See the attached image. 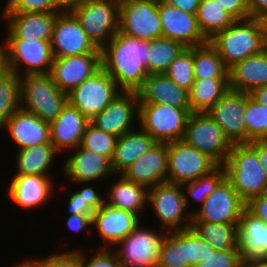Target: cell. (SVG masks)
<instances>
[{
    "instance_id": "cell-1",
    "label": "cell",
    "mask_w": 267,
    "mask_h": 267,
    "mask_svg": "<svg viewBox=\"0 0 267 267\" xmlns=\"http://www.w3.org/2000/svg\"><path fill=\"white\" fill-rule=\"evenodd\" d=\"M149 54L148 41L118 32L101 49V67L122 91H136L149 75L146 69Z\"/></svg>"
},
{
    "instance_id": "cell-2",
    "label": "cell",
    "mask_w": 267,
    "mask_h": 267,
    "mask_svg": "<svg viewBox=\"0 0 267 267\" xmlns=\"http://www.w3.org/2000/svg\"><path fill=\"white\" fill-rule=\"evenodd\" d=\"M21 108L41 120L52 122L68 103V94L62 92L50 74L19 76Z\"/></svg>"
},
{
    "instance_id": "cell-3",
    "label": "cell",
    "mask_w": 267,
    "mask_h": 267,
    "mask_svg": "<svg viewBox=\"0 0 267 267\" xmlns=\"http://www.w3.org/2000/svg\"><path fill=\"white\" fill-rule=\"evenodd\" d=\"M209 43L228 68L265 49L260 26L254 18L235 20L229 27L216 33Z\"/></svg>"
},
{
    "instance_id": "cell-4",
    "label": "cell",
    "mask_w": 267,
    "mask_h": 267,
    "mask_svg": "<svg viewBox=\"0 0 267 267\" xmlns=\"http://www.w3.org/2000/svg\"><path fill=\"white\" fill-rule=\"evenodd\" d=\"M226 178L247 203L251 198L267 191V181L257 153L248 144H233L222 165Z\"/></svg>"
},
{
    "instance_id": "cell-5",
    "label": "cell",
    "mask_w": 267,
    "mask_h": 267,
    "mask_svg": "<svg viewBox=\"0 0 267 267\" xmlns=\"http://www.w3.org/2000/svg\"><path fill=\"white\" fill-rule=\"evenodd\" d=\"M0 43L9 72L18 76L48 74L53 63L51 40L3 39Z\"/></svg>"
},
{
    "instance_id": "cell-6",
    "label": "cell",
    "mask_w": 267,
    "mask_h": 267,
    "mask_svg": "<svg viewBox=\"0 0 267 267\" xmlns=\"http://www.w3.org/2000/svg\"><path fill=\"white\" fill-rule=\"evenodd\" d=\"M147 207H151L157 220L155 224L164 232L190 228L192 214L186 208L179 184L163 182L148 188Z\"/></svg>"
},
{
    "instance_id": "cell-7",
    "label": "cell",
    "mask_w": 267,
    "mask_h": 267,
    "mask_svg": "<svg viewBox=\"0 0 267 267\" xmlns=\"http://www.w3.org/2000/svg\"><path fill=\"white\" fill-rule=\"evenodd\" d=\"M71 13L100 50L119 32V7L109 0H83Z\"/></svg>"
},
{
    "instance_id": "cell-8",
    "label": "cell",
    "mask_w": 267,
    "mask_h": 267,
    "mask_svg": "<svg viewBox=\"0 0 267 267\" xmlns=\"http://www.w3.org/2000/svg\"><path fill=\"white\" fill-rule=\"evenodd\" d=\"M191 112V109L175 108L167 103L139 104V122L136 125L157 142L182 140Z\"/></svg>"
},
{
    "instance_id": "cell-9",
    "label": "cell",
    "mask_w": 267,
    "mask_h": 267,
    "mask_svg": "<svg viewBox=\"0 0 267 267\" xmlns=\"http://www.w3.org/2000/svg\"><path fill=\"white\" fill-rule=\"evenodd\" d=\"M182 140L206 153L218 165L224 164L232 148L221 127L206 112L189 114Z\"/></svg>"
},
{
    "instance_id": "cell-10",
    "label": "cell",
    "mask_w": 267,
    "mask_h": 267,
    "mask_svg": "<svg viewBox=\"0 0 267 267\" xmlns=\"http://www.w3.org/2000/svg\"><path fill=\"white\" fill-rule=\"evenodd\" d=\"M167 182L179 185L209 175L219 165L206 153L183 140L168 142Z\"/></svg>"
},
{
    "instance_id": "cell-11",
    "label": "cell",
    "mask_w": 267,
    "mask_h": 267,
    "mask_svg": "<svg viewBox=\"0 0 267 267\" xmlns=\"http://www.w3.org/2000/svg\"><path fill=\"white\" fill-rule=\"evenodd\" d=\"M113 78L101 67L68 93V102L90 121L121 93Z\"/></svg>"
},
{
    "instance_id": "cell-12",
    "label": "cell",
    "mask_w": 267,
    "mask_h": 267,
    "mask_svg": "<svg viewBox=\"0 0 267 267\" xmlns=\"http://www.w3.org/2000/svg\"><path fill=\"white\" fill-rule=\"evenodd\" d=\"M196 208L192 209L191 222L238 224L246 202L225 177L204 203Z\"/></svg>"
},
{
    "instance_id": "cell-13",
    "label": "cell",
    "mask_w": 267,
    "mask_h": 267,
    "mask_svg": "<svg viewBox=\"0 0 267 267\" xmlns=\"http://www.w3.org/2000/svg\"><path fill=\"white\" fill-rule=\"evenodd\" d=\"M142 224L113 248L123 267H157L159 245L165 232Z\"/></svg>"
},
{
    "instance_id": "cell-14",
    "label": "cell",
    "mask_w": 267,
    "mask_h": 267,
    "mask_svg": "<svg viewBox=\"0 0 267 267\" xmlns=\"http://www.w3.org/2000/svg\"><path fill=\"white\" fill-rule=\"evenodd\" d=\"M119 32L141 41L163 36L158 0L131 2L119 8Z\"/></svg>"
},
{
    "instance_id": "cell-15",
    "label": "cell",
    "mask_w": 267,
    "mask_h": 267,
    "mask_svg": "<svg viewBox=\"0 0 267 267\" xmlns=\"http://www.w3.org/2000/svg\"><path fill=\"white\" fill-rule=\"evenodd\" d=\"M68 153V157L64 156L62 174L65 176L64 179L67 178L78 187L91 186V182L95 184L94 182H99V180L102 182L107 179L108 182V179L115 175L111 160L107 156L84 149L81 145Z\"/></svg>"
},
{
    "instance_id": "cell-16",
    "label": "cell",
    "mask_w": 267,
    "mask_h": 267,
    "mask_svg": "<svg viewBox=\"0 0 267 267\" xmlns=\"http://www.w3.org/2000/svg\"><path fill=\"white\" fill-rule=\"evenodd\" d=\"M136 214L114 208L99 201L92 216V227L100 238L98 248L113 249L122 239L131 234L144 221Z\"/></svg>"
},
{
    "instance_id": "cell-17",
    "label": "cell",
    "mask_w": 267,
    "mask_h": 267,
    "mask_svg": "<svg viewBox=\"0 0 267 267\" xmlns=\"http://www.w3.org/2000/svg\"><path fill=\"white\" fill-rule=\"evenodd\" d=\"M136 121L139 122V101L136 91H121L90 120L100 130L116 137L135 129Z\"/></svg>"
},
{
    "instance_id": "cell-18",
    "label": "cell",
    "mask_w": 267,
    "mask_h": 267,
    "mask_svg": "<svg viewBox=\"0 0 267 267\" xmlns=\"http://www.w3.org/2000/svg\"><path fill=\"white\" fill-rule=\"evenodd\" d=\"M51 48L54 57L101 53L71 12L58 14L53 26Z\"/></svg>"
},
{
    "instance_id": "cell-19",
    "label": "cell",
    "mask_w": 267,
    "mask_h": 267,
    "mask_svg": "<svg viewBox=\"0 0 267 267\" xmlns=\"http://www.w3.org/2000/svg\"><path fill=\"white\" fill-rule=\"evenodd\" d=\"M246 93L229 89L206 113L221 127L231 144H246Z\"/></svg>"
},
{
    "instance_id": "cell-20",
    "label": "cell",
    "mask_w": 267,
    "mask_h": 267,
    "mask_svg": "<svg viewBox=\"0 0 267 267\" xmlns=\"http://www.w3.org/2000/svg\"><path fill=\"white\" fill-rule=\"evenodd\" d=\"M101 68V53L54 57L50 76L64 93H70Z\"/></svg>"
},
{
    "instance_id": "cell-21",
    "label": "cell",
    "mask_w": 267,
    "mask_h": 267,
    "mask_svg": "<svg viewBox=\"0 0 267 267\" xmlns=\"http://www.w3.org/2000/svg\"><path fill=\"white\" fill-rule=\"evenodd\" d=\"M10 180L6 197L16 207L28 211L38 209L46 203L48 205L56 186L54 178L40 175L13 176Z\"/></svg>"
},
{
    "instance_id": "cell-22",
    "label": "cell",
    "mask_w": 267,
    "mask_h": 267,
    "mask_svg": "<svg viewBox=\"0 0 267 267\" xmlns=\"http://www.w3.org/2000/svg\"><path fill=\"white\" fill-rule=\"evenodd\" d=\"M238 249L243 264L267 261V224L245 208L237 224Z\"/></svg>"
},
{
    "instance_id": "cell-23",
    "label": "cell",
    "mask_w": 267,
    "mask_h": 267,
    "mask_svg": "<svg viewBox=\"0 0 267 267\" xmlns=\"http://www.w3.org/2000/svg\"><path fill=\"white\" fill-rule=\"evenodd\" d=\"M60 12L1 13L6 39L51 40L53 26Z\"/></svg>"
},
{
    "instance_id": "cell-24",
    "label": "cell",
    "mask_w": 267,
    "mask_h": 267,
    "mask_svg": "<svg viewBox=\"0 0 267 267\" xmlns=\"http://www.w3.org/2000/svg\"><path fill=\"white\" fill-rule=\"evenodd\" d=\"M163 37L181 42L185 47L200 46L208 42L201 33L196 14L186 13L179 8L158 0Z\"/></svg>"
},
{
    "instance_id": "cell-25",
    "label": "cell",
    "mask_w": 267,
    "mask_h": 267,
    "mask_svg": "<svg viewBox=\"0 0 267 267\" xmlns=\"http://www.w3.org/2000/svg\"><path fill=\"white\" fill-rule=\"evenodd\" d=\"M168 165V143L156 142L121 174L128 180L150 188L167 182Z\"/></svg>"
},
{
    "instance_id": "cell-26",
    "label": "cell",
    "mask_w": 267,
    "mask_h": 267,
    "mask_svg": "<svg viewBox=\"0 0 267 267\" xmlns=\"http://www.w3.org/2000/svg\"><path fill=\"white\" fill-rule=\"evenodd\" d=\"M90 121L69 102L55 120L50 122V140L59 154L81 145L86 126Z\"/></svg>"
},
{
    "instance_id": "cell-27",
    "label": "cell",
    "mask_w": 267,
    "mask_h": 267,
    "mask_svg": "<svg viewBox=\"0 0 267 267\" xmlns=\"http://www.w3.org/2000/svg\"><path fill=\"white\" fill-rule=\"evenodd\" d=\"M6 129V130H5ZM3 131H7L14 142V150L51 143L50 124L22 108L15 111L7 120Z\"/></svg>"
},
{
    "instance_id": "cell-28",
    "label": "cell",
    "mask_w": 267,
    "mask_h": 267,
    "mask_svg": "<svg viewBox=\"0 0 267 267\" xmlns=\"http://www.w3.org/2000/svg\"><path fill=\"white\" fill-rule=\"evenodd\" d=\"M136 92L139 104L167 103L175 108L191 109L189 92L164 73L149 74Z\"/></svg>"
},
{
    "instance_id": "cell-29",
    "label": "cell",
    "mask_w": 267,
    "mask_h": 267,
    "mask_svg": "<svg viewBox=\"0 0 267 267\" xmlns=\"http://www.w3.org/2000/svg\"><path fill=\"white\" fill-rule=\"evenodd\" d=\"M114 178L107 193L103 191L101 200L109 206L136 214L141 219L147 209L148 188L126 179L122 174H115Z\"/></svg>"
},
{
    "instance_id": "cell-30",
    "label": "cell",
    "mask_w": 267,
    "mask_h": 267,
    "mask_svg": "<svg viewBox=\"0 0 267 267\" xmlns=\"http://www.w3.org/2000/svg\"><path fill=\"white\" fill-rule=\"evenodd\" d=\"M267 85V49L236 62L229 68L231 90L250 94Z\"/></svg>"
},
{
    "instance_id": "cell-31",
    "label": "cell",
    "mask_w": 267,
    "mask_h": 267,
    "mask_svg": "<svg viewBox=\"0 0 267 267\" xmlns=\"http://www.w3.org/2000/svg\"><path fill=\"white\" fill-rule=\"evenodd\" d=\"M117 137L115 152L111 159L112 169L115 174H121L131 164L147 153L157 142L149 133L140 126Z\"/></svg>"
},
{
    "instance_id": "cell-32",
    "label": "cell",
    "mask_w": 267,
    "mask_h": 267,
    "mask_svg": "<svg viewBox=\"0 0 267 267\" xmlns=\"http://www.w3.org/2000/svg\"><path fill=\"white\" fill-rule=\"evenodd\" d=\"M59 157L52 143H45L42 145L30 146L25 149L16 151V158L14 163V176L22 175H40L52 177L50 171L52 170L55 159ZM51 168V169H50Z\"/></svg>"
},
{
    "instance_id": "cell-33",
    "label": "cell",
    "mask_w": 267,
    "mask_h": 267,
    "mask_svg": "<svg viewBox=\"0 0 267 267\" xmlns=\"http://www.w3.org/2000/svg\"><path fill=\"white\" fill-rule=\"evenodd\" d=\"M229 89V78L195 79L189 92L191 111L207 112Z\"/></svg>"
},
{
    "instance_id": "cell-34",
    "label": "cell",
    "mask_w": 267,
    "mask_h": 267,
    "mask_svg": "<svg viewBox=\"0 0 267 267\" xmlns=\"http://www.w3.org/2000/svg\"><path fill=\"white\" fill-rule=\"evenodd\" d=\"M157 267H189L188 229L164 233Z\"/></svg>"
},
{
    "instance_id": "cell-35",
    "label": "cell",
    "mask_w": 267,
    "mask_h": 267,
    "mask_svg": "<svg viewBox=\"0 0 267 267\" xmlns=\"http://www.w3.org/2000/svg\"><path fill=\"white\" fill-rule=\"evenodd\" d=\"M194 79L229 78V68L209 41L193 47Z\"/></svg>"
},
{
    "instance_id": "cell-36",
    "label": "cell",
    "mask_w": 267,
    "mask_h": 267,
    "mask_svg": "<svg viewBox=\"0 0 267 267\" xmlns=\"http://www.w3.org/2000/svg\"><path fill=\"white\" fill-rule=\"evenodd\" d=\"M190 228L216 250L238 249L237 224L191 222Z\"/></svg>"
},
{
    "instance_id": "cell-37",
    "label": "cell",
    "mask_w": 267,
    "mask_h": 267,
    "mask_svg": "<svg viewBox=\"0 0 267 267\" xmlns=\"http://www.w3.org/2000/svg\"><path fill=\"white\" fill-rule=\"evenodd\" d=\"M196 18L201 33L208 41L235 21L216 0H201Z\"/></svg>"
},
{
    "instance_id": "cell-38",
    "label": "cell",
    "mask_w": 267,
    "mask_h": 267,
    "mask_svg": "<svg viewBox=\"0 0 267 267\" xmlns=\"http://www.w3.org/2000/svg\"><path fill=\"white\" fill-rule=\"evenodd\" d=\"M150 54L146 69L149 74L164 73L171 62L186 48L181 42L158 37L148 42Z\"/></svg>"
},
{
    "instance_id": "cell-39",
    "label": "cell",
    "mask_w": 267,
    "mask_h": 267,
    "mask_svg": "<svg viewBox=\"0 0 267 267\" xmlns=\"http://www.w3.org/2000/svg\"><path fill=\"white\" fill-rule=\"evenodd\" d=\"M226 177L225 168L219 165L214 171L209 175L200 177L195 181L182 184L185 205L187 210L192 214L193 201L199 203V207L204 203L207 196L210 195L217 185Z\"/></svg>"
},
{
    "instance_id": "cell-40",
    "label": "cell",
    "mask_w": 267,
    "mask_h": 267,
    "mask_svg": "<svg viewBox=\"0 0 267 267\" xmlns=\"http://www.w3.org/2000/svg\"><path fill=\"white\" fill-rule=\"evenodd\" d=\"M246 144L252 140L267 139V107L246 93Z\"/></svg>"
},
{
    "instance_id": "cell-41",
    "label": "cell",
    "mask_w": 267,
    "mask_h": 267,
    "mask_svg": "<svg viewBox=\"0 0 267 267\" xmlns=\"http://www.w3.org/2000/svg\"><path fill=\"white\" fill-rule=\"evenodd\" d=\"M193 47H186L164 72L180 88L190 92L194 83Z\"/></svg>"
},
{
    "instance_id": "cell-42",
    "label": "cell",
    "mask_w": 267,
    "mask_h": 267,
    "mask_svg": "<svg viewBox=\"0 0 267 267\" xmlns=\"http://www.w3.org/2000/svg\"><path fill=\"white\" fill-rule=\"evenodd\" d=\"M96 187L81 186L67 198V214H85L93 216L99 201L101 200V192Z\"/></svg>"
},
{
    "instance_id": "cell-43",
    "label": "cell",
    "mask_w": 267,
    "mask_h": 267,
    "mask_svg": "<svg viewBox=\"0 0 267 267\" xmlns=\"http://www.w3.org/2000/svg\"><path fill=\"white\" fill-rule=\"evenodd\" d=\"M116 140V136L100 130L89 122L86 126L81 146L84 149L107 156L111 160L115 152Z\"/></svg>"
},
{
    "instance_id": "cell-44",
    "label": "cell",
    "mask_w": 267,
    "mask_h": 267,
    "mask_svg": "<svg viewBox=\"0 0 267 267\" xmlns=\"http://www.w3.org/2000/svg\"><path fill=\"white\" fill-rule=\"evenodd\" d=\"M32 258L26 257L32 267H82V250L79 247L66 252L63 250V252L47 254L44 258L41 256Z\"/></svg>"
},
{
    "instance_id": "cell-45",
    "label": "cell",
    "mask_w": 267,
    "mask_h": 267,
    "mask_svg": "<svg viewBox=\"0 0 267 267\" xmlns=\"http://www.w3.org/2000/svg\"><path fill=\"white\" fill-rule=\"evenodd\" d=\"M195 267H246L243 264L239 249L211 251Z\"/></svg>"
},
{
    "instance_id": "cell-46",
    "label": "cell",
    "mask_w": 267,
    "mask_h": 267,
    "mask_svg": "<svg viewBox=\"0 0 267 267\" xmlns=\"http://www.w3.org/2000/svg\"><path fill=\"white\" fill-rule=\"evenodd\" d=\"M80 250H82V267H123L114 249L91 248L89 253L92 255L86 254L84 248Z\"/></svg>"
},
{
    "instance_id": "cell-47",
    "label": "cell",
    "mask_w": 267,
    "mask_h": 267,
    "mask_svg": "<svg viewBox=\"0 0 267 267\" xmlns=\"http://www.w3.org/2000/svg\"><path fill=\"white\" fill-rule=\"evenodd\" d=\"M2 9V13L60 12L53 0H7Z\"/></svg>"
},
{
    "instance_id": "cell-48",
    "label": "cell",
    "mask_w": 267,
    "mask_h": 267,
    "mask_svg": "<svg viewBox=\"0 0 267 267\" xmlns=\"http://www.w3.org/2000/svg\"><path fill=\"white\" fill-rule=\"evenodd\" d=\"M19 76L7 71L0 78V104H21Z\"/></svg>"
},
{
    "instance_id": "cell-49",
    "label": "cell",
    "mask_w": 267,
    "mask_h": 267,
    "mask_svg": "<svg viewBox=\"0 0 267 267\" xmlns=\"http://www.w3.org/2000/svg\"><path fill=\"white\" fill-rule=\"evenodd\" d=\"M215 250L210 243L202 240L191 228H188L189 267H195Z\"/></svg>"
},
{
    "instance_id": "cell-50",
    "label": "cell",
    "mask_w": 267,
    "mask_h": 267,
    "mask_svg": "<svg viewBox=\"0 0 267 267\" xmlns=\"http://www.w3.org/2000/svg\"><path fill=\"white\" fill-rule=\"evenodd\" d=\"M235 20L250 18L248 0H216Z\"/></svg>"
},
{
    "instance_id": "cell-51",
    "label": "cell",
    "mask_w": 267,
    "mask_h": 267,
    "mask_svg": "<svg viewBox=\"0 0 267 267\" xmlns=\"http://www.w3.org/2000/svg\"><path fill=\"white\" fill-rule=\"evenodd\" d=\"M65 217H66L65 227L69 228L70 231H73V232L75 231L74 233L76 232L81 233L82 231H85L92 235L94 234L95 228L92 227V216H88L85 214H73L70 216L67 215ZM92 228H93V231H92Z\"/></svg>"
},
{
    "instance_id": "cell-52",
    "label": "cell",
    "mask_w": 267,
    "mask_h": 267,
    "mask_svg": "<svg viewBox=\"0 0 267 267\" xmlns=\"http://www.w3.org/2000/svg\"><path fill=\"white\" fill-rule=\"evenodd\" d=\"M246 208L267 224V191L251 198L246 203Z\"/></svg>"
},
{
    "instance_id": "cell-53",
    "label": "cell",
    "mask_w": 267,
    "mask_h": 267,
    "mask_svg": "<svg viewBox=\"0 0 267 267\" xmlns=\"http://www.w3.org/2000/svg\"><path fill=\"white\" fill-rule=\"evenodd\" d=\"M248 145L257 153L259 164L264 171L267 181V139L252 140Z\"/></svg>"
},
{
    "instance_id": "cell-54",
    "label": "cell",
    "mask_w": 267,
    "mask_h": 267,
    "mask_svg": "<svg viewBox=\"0 0 267 267\" xmlns=\"http://www.w3.org/2000/svg\"><path fill=\"white\" fill-rule=\"evenodd\" d=\"M163 3L179 8L180 10L196 14L201 0H161Z\"/></svg>"
},
{
    "instance_id": "cell-55",
    "label": "cell",
    "mask_w": 267,
    "mask_h": 267,
    "mask_svg": "<svg viewBox=\"0 0 267 267\" xmlns=\"http://www.w3.org/2000/svg\"><path fill=\"white\" fill-rule=\"evenodd\" d=\"M21 108V104H0V134L9 117Z\"/></svg>"
},
{
    "instance_id": "cell-56",
    "label": "cell",
    "mask_w": 267,
    "mask_h": 267,
    "mask_svg": "<svg viewBox=\"0 0 267 267\" xmlns=\"http://www.w3.org/2000/svg\"><path fill=\"white\" fill-rule=\"evenodd\" d=\"M250 18L256 19L259 15L267 12V0H248Z\"/></svg>"
},
{
    "instance_id": "cell-57",
    "label": "cell",
    "mask_w": 267,
    "mask_h": 267,
    "mask_svg": "<svg viewBox=\"0 0 267 267\" xmlns=\"http://www.w3.org/2000/svg\"><path fill=\"white\" fill-rule=\"evenodd\" d=\"M83 0H53V5L60 12H71Z\"/></svg>"
},
{
    "instance_id": "cell-58",
    "label": "cell",
    "mask_w": 267,
    "mask_h": 267,
    "mask_svg": "<svg viewBox=\"0 0 267 267\" xmlns=\"http://www.w3.org/2000/svg\"><path fill=\"white\" fill-rule=\"evenodd\" d=\"M256 102L263 104L267 107V85L253 90L249 94Z\"/></svg>"
},
{
    "instance_id": "cell-59",
    "label": "cell",
    "mask_w": 267,
    "mask_h": 267,
    "mask_svg": "<svg viewBox=\"0 0 267 267\" xmlns=\"http://www.w3.org/2000/svg\"><path fill=\"white\" fill-rule=\"evenodd\" d=\"M256 20L260 26L263 45L267 49V12L259 15Z\"/></svg>"
},
{
    "instance_id": "cell-60",
    "label": "cell",
    "mask_w": 267,
    "mask_h": 267,
    "mask_svg": "<svg viewBox=\"0 0 267 267\" xmlns=\"http://www.w3.org/2000/svg\"><path fill=\"white\" fill-rule=\"evenodd\" d=\"M8 71V68L5 63V59L0 52V78Z\"/></svg>"
},
{
    "instance_id": "cell-61",
    "label": "cell",
    "mask_w": 267,
    "mask_h": 267,
    "mask_svg": "<svg viewBox=\"0 0 267 267\" xmlns=\"http://www.w3.org/2000/svg\"><path fill=\"white\" fill-rule=\"evenodd\" d=\"M109 1H111L112 3H114L116 6L120 8L122 5L131 3V2L145 1V0H109Z\"/></svg>"
},
{
    "instance_id": "cell-62",
    "label": "cell",
    "mask_w": 267,
    "mask_h": 267,
    "mask_svg": "<svg viewBox=\"0 0 267 267\" xmlns=\"http://www.w3.org/2000/svg\"><path fill=\"white\" fill-rule=\"evenodd\" d=\"M12 267H32V265L29 263L27 259H25L22 260L21 262L18 261V263L13 264Z\"/></svg>"
},
{
    "instance_id": "cell-63",
    "label": "cell",
    "mask_w": 267,
    "mask_h": 267,
    "mask_svg": "<svg viewBox=\"0 0 267 267\" xmlns=\"http://www.w3.org/2000/svg\"><path fill=\"white\" fill-rule=\"evenodd\" d=\"M247 267H267V261L258 262Z\"/></svg>"
}]
</instances>
